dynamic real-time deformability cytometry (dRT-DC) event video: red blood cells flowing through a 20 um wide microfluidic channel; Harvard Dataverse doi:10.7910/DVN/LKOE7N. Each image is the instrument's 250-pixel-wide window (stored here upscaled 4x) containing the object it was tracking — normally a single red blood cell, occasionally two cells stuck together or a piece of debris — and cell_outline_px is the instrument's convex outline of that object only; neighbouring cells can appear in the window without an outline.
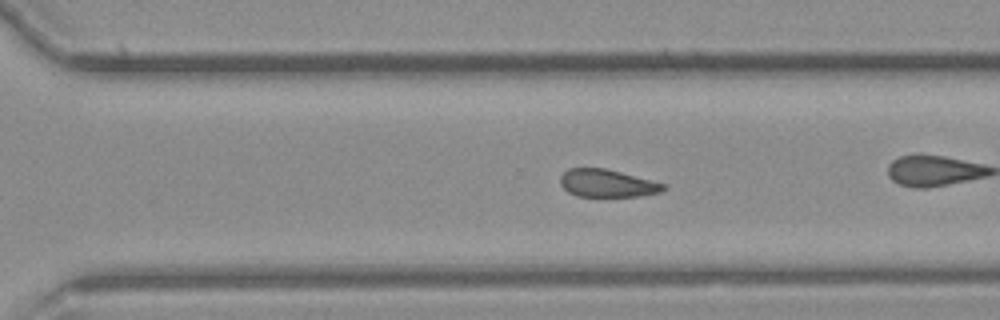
{"species": "common noctule bat (a hibernating species)", "species_latin": "Nyctalus noctula", "temperature_condition": "cold", "stored_images_in_passage": 47, "camera_frame_rate_fps": 3000, "um_per_image_px": 0.085, "animal": {"sex": "female", "body_mass_g": 21.9}, "frame": {"image": 1, "passage_image": 34, "time_ms": 11.0, "image_size_px": [1000, 320], "cell_outline_px": [[668, 188], [660, 192], [640, 196], [576, 196], [568, 192], [560, 184], [560, 176], [568, 168], [604, 168], [668, 184]], "centroid_in_image_um": [51.63, 15.58], "position_along_channel_um": 319.0, "area_um2": 16.7}}